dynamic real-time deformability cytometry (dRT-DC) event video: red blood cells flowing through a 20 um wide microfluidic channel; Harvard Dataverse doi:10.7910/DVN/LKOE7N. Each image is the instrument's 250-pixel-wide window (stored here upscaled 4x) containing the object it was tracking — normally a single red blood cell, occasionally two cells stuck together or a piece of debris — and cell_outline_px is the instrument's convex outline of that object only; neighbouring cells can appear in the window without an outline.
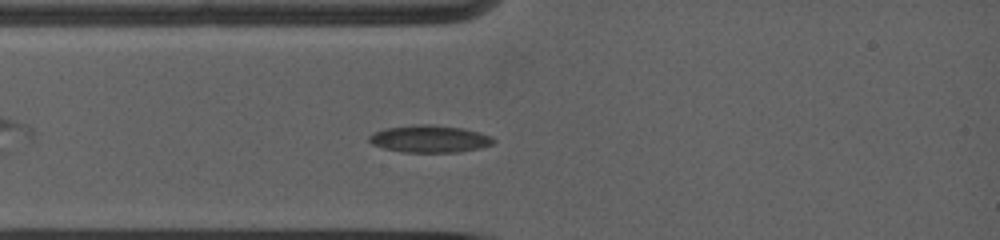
{"species": "common noctule bat (a hibernating species)", "species_latin": "Nyctalus noctula", "temperature_condition": "warm", "stored_images_in_passage": 19, "camera_frame_rate_fps": 5000, "um_per_image_px": 0.085, "animal": {"sex": "female", "body_mass_g": 19.0, "forearm_length_mm": 53.3}, "frame": {"image": 1, "passage_image": 4, "time_ms": 1.8, "image_size_px": [1000, 240], "cell_outline_px": [[496, 140], [492, 144], [480, 148], [460, 152], [404, 152], [384, 148], [372, 144], [368, 140], [368, 136], [384, 128], [420, 124], [432, 124], [460, 128], [480, 132], [492, 136]], "centroid_in_image_um": [36.54, 11.8], "position_along_channel_um": 48.5, "area_um2": 19.71}}
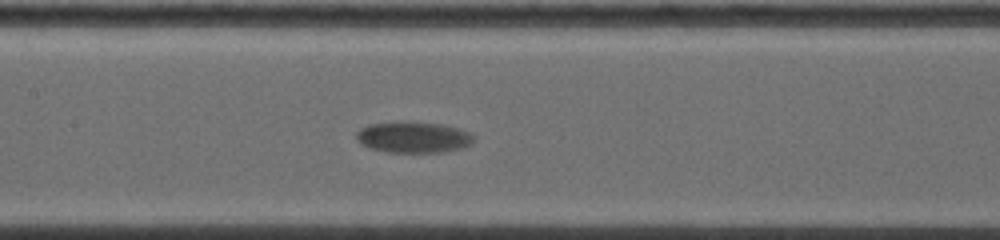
{"frame": {"image": 2, "passage_image": 10, "time_ms": 5.4, "image_size_px": [1000, 240], "cell_outline_px": [[472, 140], [468, 144], [460, 148], [444, 152], [388, 152], [372, 148], [360, 144], [356, 140], [356, 132], [360, 128], [368, 124], [404, 120], [440, 124], [456, 128], [468, 132], [472, 136]], "centroid_in_image_um": [35.04, 11.64], "position_along_channel_um": 172.4, "area_um2": 21.27}}
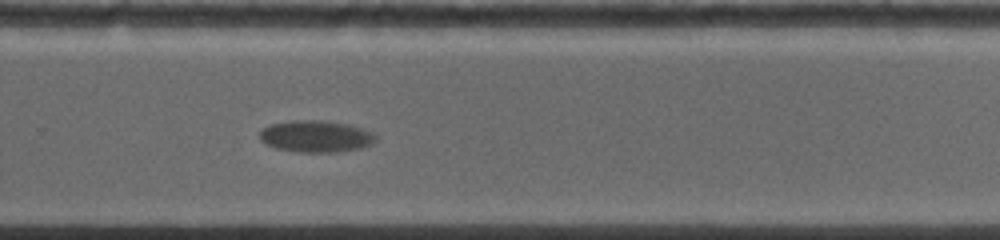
{"frame": {"image": 3, "passage_image": 17, "time_ms": 9.2, "image_size_px": [1000, 240], "cell_outline_px": [[376, 140], [372, 144], [360, 148], [336, 152], [300, 152], [276, 148], [264, 144], [260, 140], [260, 132], [264, 128], [272, 124], [300, 120], [320, 120], [348, 124], [372, 132], [376, 136]], "centroid_in_image_um": [26.86, 11.6], "position_along_channel_um": 302.9, "area_um2": 21.27}}